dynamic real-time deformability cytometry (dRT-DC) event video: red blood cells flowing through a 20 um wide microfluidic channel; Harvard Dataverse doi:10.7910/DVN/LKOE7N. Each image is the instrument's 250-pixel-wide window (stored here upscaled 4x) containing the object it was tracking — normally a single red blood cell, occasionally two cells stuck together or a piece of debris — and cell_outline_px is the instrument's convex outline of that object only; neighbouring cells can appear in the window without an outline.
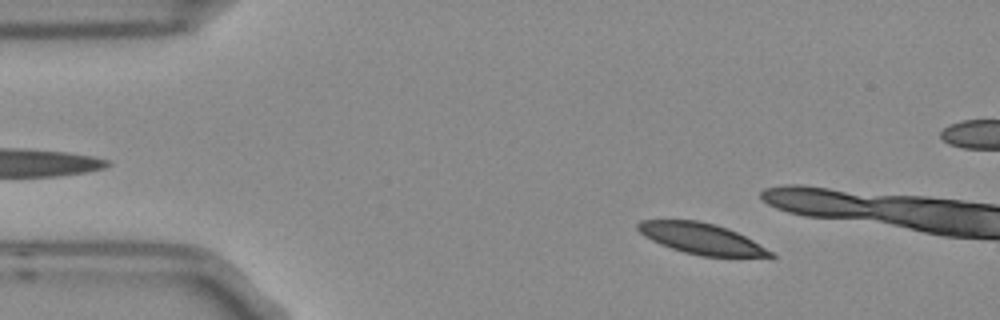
{"species": "Egyptian fruit bat (a non-hibernating species)", "species_latin": "Rousettus aegyptiacus", "temperature_condition": "room temperature", "stored_images_in_passage": 5, "camera_frame_rate_fps": 3000, "um_per_image_px": 0.085, "frame": {"image": 1, "passage_image": 2, "time_ms": 0.333, "image_size_px": [1000, 320], "cell_outline_px": [[776, 256], [700, 256], [684, 252], [660, 244], [644, 236], [636, 228], [636, 224], [640, 220], [696, 220], [716, 224], [728, 228], [752, 240], [772, 252]], "centroid_in_image_um": [59.56, 20.26], "position_along_channel_um": 25.4, "area_um2": 23.52}}